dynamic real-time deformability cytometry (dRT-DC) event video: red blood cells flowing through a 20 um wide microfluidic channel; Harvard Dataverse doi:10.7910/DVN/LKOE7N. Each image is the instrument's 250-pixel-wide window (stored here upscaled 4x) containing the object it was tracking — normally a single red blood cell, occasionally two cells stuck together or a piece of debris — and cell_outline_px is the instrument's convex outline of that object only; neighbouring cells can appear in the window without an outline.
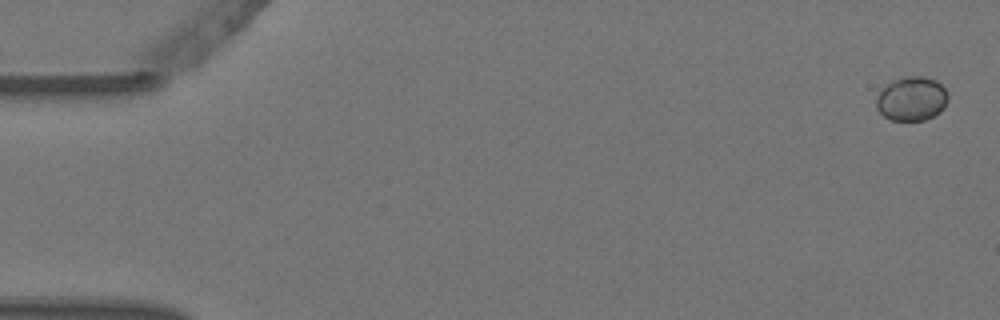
{"species": "Egyptian fruit bat (a non-hibernating species)", "species_latin": "Rousettus aegyptiacus", "temperature_condition": "warm", "stored_images_in_passage": 5, "camera_frame_rate_fps": 3000, "um_per_image_px": 0.085, "animal": {"sex": "female"}, "frame": {"image": 1, "passage_image": 1, "time_ms": 0.0, "image_size_px": [1000, 320], "cell_outline_px": [[948, 100], [944, 108], [940, 112], [924, 120], [892, 120], [884, 116], [876, 108], [876, 96], [892, 80], [904, 76], [924, 76], [936, 80], [948, 92]], "centroid_in_image_um": [77.5, 8.38], "position_along_channel_um": 7.5, "area_um2": 18.5}}
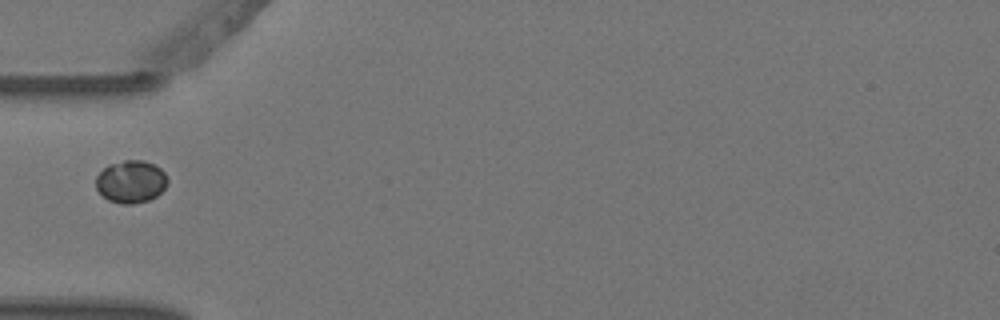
{"frame": {"image": 2, "passage_image": 5, "time_ms": 1.333, "image_size_px": [1000, 320], "cell_outline_px": [[168, 184], [156, 196], [148, 200], [132, 204], [120, 204], [108, 200], [96, 188], [96, 176], [108, 164], [124, 160], [144, 160], [160, 168], [164, 172], [168, 180]], "centroid_in_image_um": [11.12, 15.43], "position_along_channel_um": 73.9, "area_um2": 17.74}}